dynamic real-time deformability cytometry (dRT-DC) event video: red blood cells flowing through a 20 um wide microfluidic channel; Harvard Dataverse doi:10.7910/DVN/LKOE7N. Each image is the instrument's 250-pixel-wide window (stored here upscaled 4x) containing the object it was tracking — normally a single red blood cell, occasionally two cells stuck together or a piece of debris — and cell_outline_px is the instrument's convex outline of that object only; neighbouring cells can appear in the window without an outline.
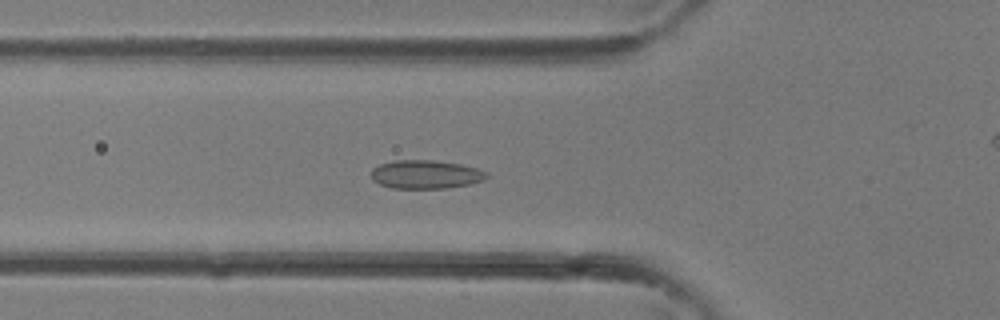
{"species": "common noctule bat (a hibernating species)", "species_latin": "Nyctalus noctula", "temperature_condition": "room temperature", "stored_images_in_passage": 29, "camera_frame_rate_fps": 3000, "um_per_image_px": 0.085, "animal": {"sex": "female"}, "frame": {"image": 1, "passage_image": 4, "time_ms": 1.0, "image_size_px": [1000, 320], "cell_outline_px": [[488, 176], [484, 180], [468, 184], [444, 188], [392, 188], [380, 184], [372, 180], [372, 168], [380, 164], [396, 160], [432, 160], [460, 164], [476, 168], [488, 172]], "centroid_in_image_um": [36.18, 14.82], "position_along_channel_um": 89.6, "area_um2": 19.07}}
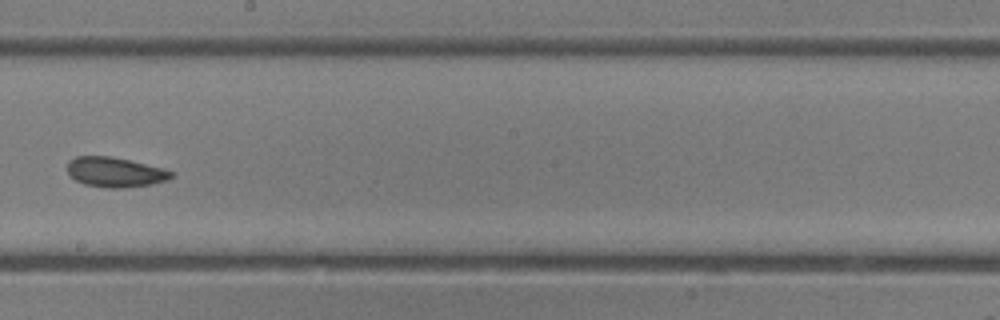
{"frame": {"image": 2, "passage_image": 12, "time_ms": 3.667, "image_size_px": [1000, 320], "cell_outline_px": [[172, 176], [168, 180], [152, 184], [124, 188], [108, 188], [84, 184], [76, 180], [68, 172], [68, 160], [76, 156], [108, 156], [128, 160], [164, 168], [172, 172]], "centroid_in_image_um": [9.78, 14.63], "position_along_channel_um": 238.4, "area_um2": 17.98}}
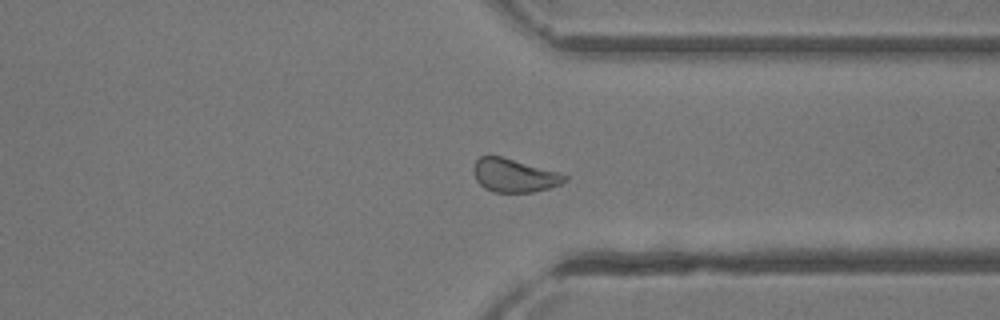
{"frame": {"image": 3, "passage_image": 19, "time_ms": 6.0, "image_size_px": [1000, 320], "cell_outline_px": [[568, 180], [560, 184], [548, 188], [532, 192], [492, 192], [484, 188], [476, 180], [472, 172], [472, 168], [476, 160], [480, 156], [500, 156], [560, 172], [568, 176]], "centroid_in_image_um": [43.69, 14.91], "position_along_channel_um": 367.7, "area_um2": 17.8}}